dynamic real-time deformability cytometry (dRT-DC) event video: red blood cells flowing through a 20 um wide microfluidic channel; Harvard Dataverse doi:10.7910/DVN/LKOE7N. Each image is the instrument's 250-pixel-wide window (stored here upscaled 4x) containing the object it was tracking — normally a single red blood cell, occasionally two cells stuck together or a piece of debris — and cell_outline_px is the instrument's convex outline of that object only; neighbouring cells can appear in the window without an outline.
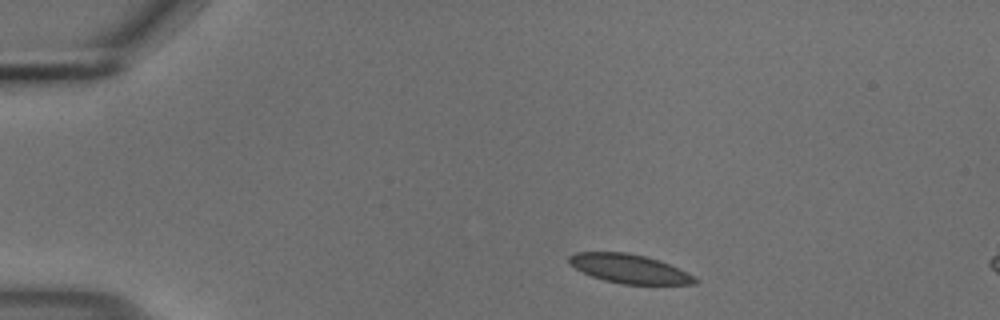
{"species": "common noctule bat (a hibernating species)", "species_latin": "Nyctalus noctula", "temperature_condition": "cold", "stored_images_in_passage": 7, "camera_frame_rate_fps": 3000, "um_per_image_px": 0.085, "animal": {"sex": "male", "body_mass_g": 18.8}, "frame": {"image": 1, "passage_image": 1, "time_ms": 0.0, "image_size_px": [1000, 320], "cell_outline_px": [[700, 280], [696, 284], [620, 284], [604, 280], [592, 276], [568, 264], [568, 256], [576, 252], [628, 252], [660, 260], [680, 268], [696, 276]], "centroid_in_image_um": [53.54, 22.84], "position_along_channel_um": 31.5, "area_um2": 21.44}}